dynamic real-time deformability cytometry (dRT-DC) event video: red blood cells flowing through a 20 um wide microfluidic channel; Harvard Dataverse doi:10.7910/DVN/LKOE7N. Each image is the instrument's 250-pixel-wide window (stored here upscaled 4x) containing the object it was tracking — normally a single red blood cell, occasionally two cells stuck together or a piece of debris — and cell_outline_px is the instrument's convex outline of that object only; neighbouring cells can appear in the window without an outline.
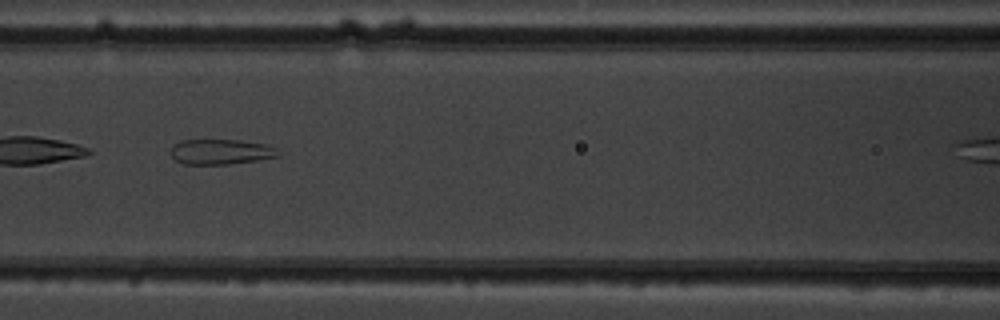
{"species": "common noctule bat (a hibernating species)", "species_latin": "Nyctalus noctula", "temperature_condition": "warm", "stored_images_in_passage": 8, "camera_frame_rate_fps": 3000, "um_per_image_px": 0.085, "animal": {"sex": "male", "body_mass_g": 19.5, "forearm_length_mm": 54.6}, "frame": {"image": 1, "passage_image": 6, "time_ms": 5.667, "image_size_px": [1000, 320], "cell_outline_px": [[280, 156], [256, 160], [228, 164], [184, 164], [176, 160], [172, 156], [172, 148], [180, 140], [240, 140], [268, 144], [276, 148]], "centroid_in_image_um": [18.81, 12.89], "position_along_channel_um": 147.8, "area_um2": 15.66}}
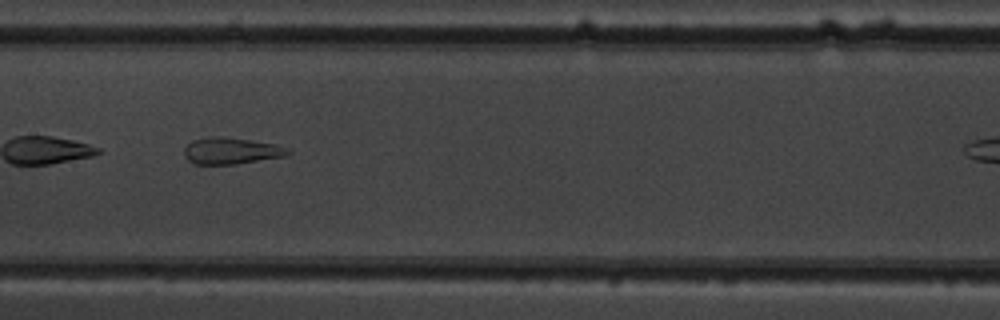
{"frame": {"image": 2, "passage_image": 7, "time_ms": 6.667, "image_size_px": [1000, 320], "cell_outline_px": [[292, 152], [284, 156], [236, 164], [196, 164], [188, 160], [184, 156], [184, 148], [192, 140], [208, 136], [224, 136], [276, 144]], "centroid_in_image_um": [19.6, 12.81], "position_along_channel_um": 187.8, "area_um2": 16.01}}